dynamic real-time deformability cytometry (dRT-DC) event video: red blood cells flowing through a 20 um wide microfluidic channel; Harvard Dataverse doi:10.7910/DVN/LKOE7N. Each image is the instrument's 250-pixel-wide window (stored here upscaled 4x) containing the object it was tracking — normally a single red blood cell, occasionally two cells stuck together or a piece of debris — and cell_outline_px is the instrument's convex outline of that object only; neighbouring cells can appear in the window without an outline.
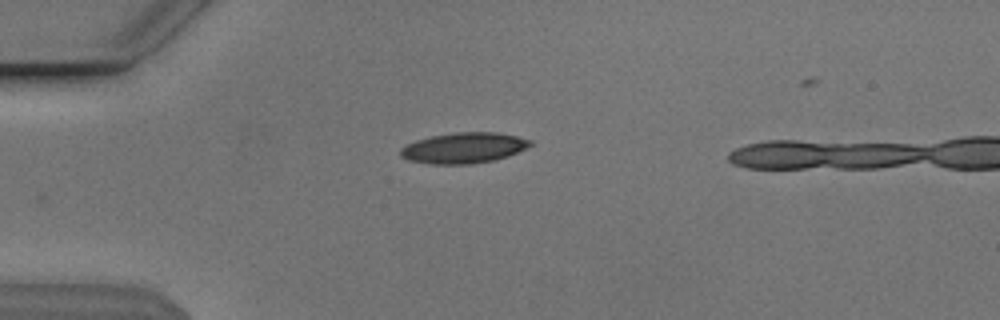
{"species": "Egyptian fruit bat (a non-hibernating species)", "species_latin": "Rousettus aegyptiacus", "temperature_condition": "cold", "stored_images_in_passage": 35, "camera_frame_rate_fps": 3000, "um_per_image_px": 0.085, "animal": {"sex": "male"}, "frame": {"image": 1, "passage_image": 3, "time_ms": 0.667, "image_size_px": [1000, 320], "cell_outline_px": [[532, 144], [508, 156], [496, 160], [472, 164], [432, 164], [408, 160], [400, 156], [400, 148], [416, 140], [432, 136], [456, 132], [496, 132], [516, 136], [532, 140]], "centroid_in_image_um": [39.4, 12.57], "position_along_channel_um": 45.6, "area_um2": 23.12}}
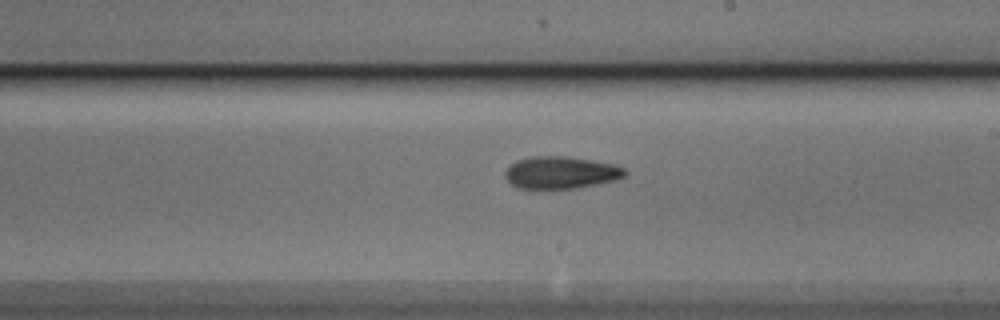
{"frame": {"image": 2, "passage_image": 20, "time_ms": 6.333, "image_size_px": [1000, 320], "cell_outline_px": [[628, 172], [624, 176], [616, 180], [576, 188], [516, 188], [504, 176], [504, 172], [516, 160], [532, 156], [564, 156], [612, 164], [624, 168]], "centroid_in_image_um": [47.65, 14.67], "position_along_channel_um": 241.3, "area_um2": 22.25}}
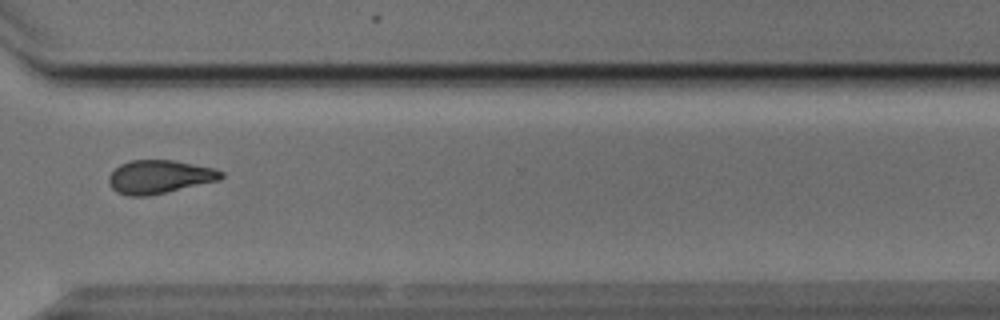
{"frame": {"image": 3, "passage_image": 29, "time_ms": 9.333, "image_size_px": [1000, 320], "cell_outline_px": [[224, 176], [220, 180], [148, 196], [128, 196], [116, 192], [112, 188], [108, 180], [108, 176], [120, 164], [128, 160], [172, 160], [212, 168], [224, 172]], "centroid_in_image_um": [13.53, 15.03], "position_along_channel_um": 357.1, "area_um2": 21.79}, "authors_computed_cell_mechanics": {"area_um2": 22.4264, "velocity_mm_per_s": 3.8499, "shape_relaxation_time_tau1_ms": 4.8912, "shape_relaxation_time_tau2_ms": 8.8274, "deformation_change_tau1": 0.1247, "deformation_change_tau2": 0.1801}}